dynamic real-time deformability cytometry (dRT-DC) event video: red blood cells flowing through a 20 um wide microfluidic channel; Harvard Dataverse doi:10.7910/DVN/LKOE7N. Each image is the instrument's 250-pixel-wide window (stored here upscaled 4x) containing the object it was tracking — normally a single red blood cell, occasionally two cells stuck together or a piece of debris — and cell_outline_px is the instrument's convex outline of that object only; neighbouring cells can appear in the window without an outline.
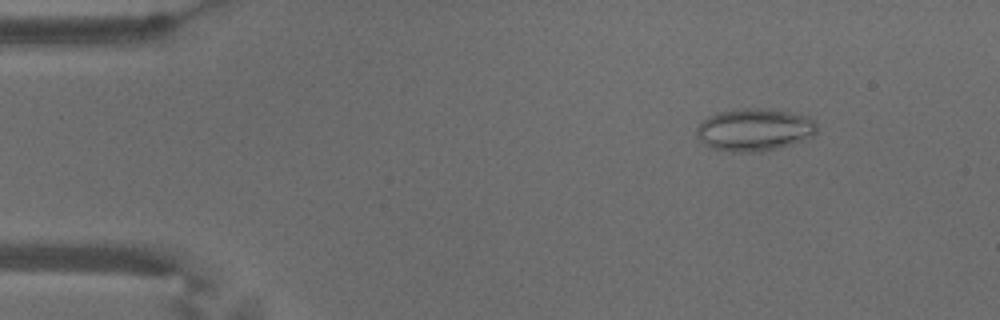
{"species": "common noctule bat (a hibernating species)", "species_latin": "Nyctalus noctula", "temperature_condition": "warm", "stored_images_in_passage": 53, "camera_frame_rate_fps": 3000, "um_per_image_px": 0.085, "animal": {"sex": "male", "body_mass_g": 18.8}, "frame": {"image": 1, "passage_image": 5, "time_ms": 1.333, "image_size_px": [1000, 320], "cell_outline_px": [[816, 132], [812, 136], [804, 140], [792, 144], [764, 152], [728, 152], [712, 148], [704, 144], [696, 136], [696, 128], [708, 116], [716, 112], [744, 108], [760, 108], [788, 112], [808, 116], [816, 124]], "centroid_in_image_um": [64.1, 11.04], "position_along_channel_um": 20.9, "area_um2": 29.94}}
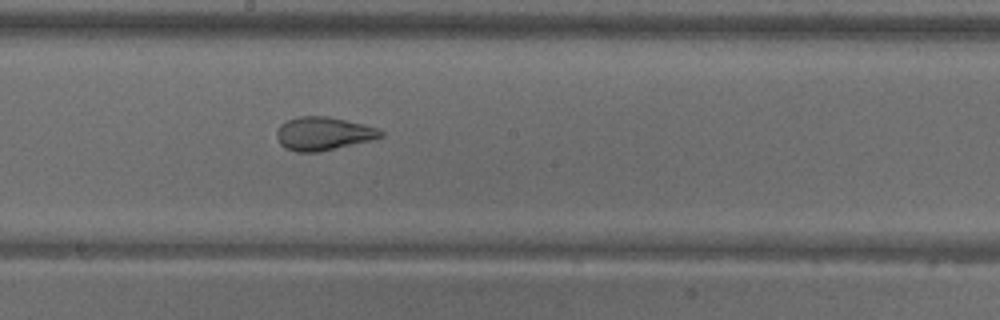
{"frame": {"image": 2, "passage_image": 28, "time_ms": 9.0, "image_size_px": [1000, 320], "cell_outline_px": [[384, 136], [320, 152], [296, 152], [284, 148], [280, 144], [276, 136], [276, 132], [280, 124], [296, 116], [328, 116], [376, 128], [384, 132]], "centroid_in_image_um": [27.41, 11.36], "position_along_channel_um": 220.8, "area_um2": 20.0}}
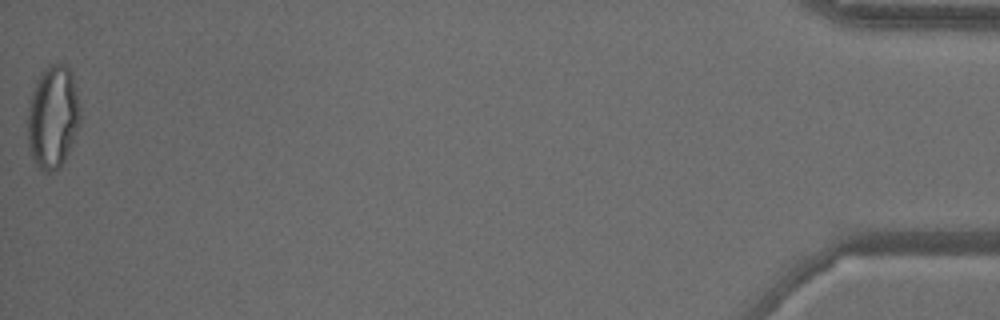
{"frame": {"image": 3, "passage_image": 53, "time_ms": 17.333, "image_size_px": [1000, 320], "cell_outline_px": [[80, 124], [72, 144], [60, 168], [52, 172], [44, 172], [36, 164], [28, 148], [28, 100], [40, 72], [44, 68], [52, 64], [64, 64], [72, 72], [80, 108]], "centroid_in_image_um": [4.49, 9.94], "position_along_channel_um": 430.7, "area_um2": 31.79}, "authors_computed_cell_mechanics": {"area_um2": 25.4898, "velocity_mm_per_s": 3.674, "shape_relaxation_time_tau1_ms": null, "shape_relaxation_time_tau2_ms": 0.9247, "deformation_change_tau1": null, "deformation_change_tau2": 0.0743}}